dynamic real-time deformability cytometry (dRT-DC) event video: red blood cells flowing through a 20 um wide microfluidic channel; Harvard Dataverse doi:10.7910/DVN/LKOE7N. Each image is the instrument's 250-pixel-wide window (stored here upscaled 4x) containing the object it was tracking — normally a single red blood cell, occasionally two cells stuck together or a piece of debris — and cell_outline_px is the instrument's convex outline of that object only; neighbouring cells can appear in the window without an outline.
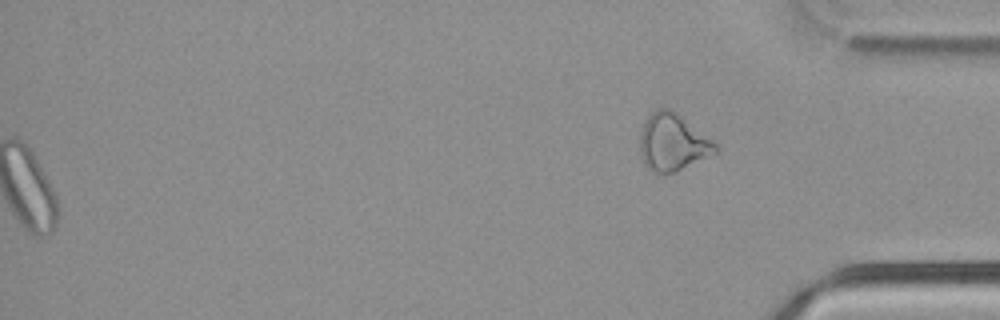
{"species": "common noctule bat (a hibernating species)", "species_latin": "Nyctalus noctula", "temperature_condition": "cold", "stored_images_in_passage": 51, "camera_frame_rate_fps": 3000, "um_per_image_px": 0.085, "animal": {"sex": "male", "body_mass_g": 21.5, "forearm_length_mm": 52.0}, "frame": {"image": 1, "passage_image": 51, "time_ms": 16.667, "image_size_px": [1000, 320], "cell_outline_px": [[716, 152], [676, 172], [652, 172], [644, 164], [640, 152], [640, 132], [648, 116], [652, 112], [660, 108], [668, 108], [712, 140], [716, 144]], "centroid_in_image_um": [57.13, 12.12], "position_along_channel_um": 378.1, "area_um2": 24.33}}